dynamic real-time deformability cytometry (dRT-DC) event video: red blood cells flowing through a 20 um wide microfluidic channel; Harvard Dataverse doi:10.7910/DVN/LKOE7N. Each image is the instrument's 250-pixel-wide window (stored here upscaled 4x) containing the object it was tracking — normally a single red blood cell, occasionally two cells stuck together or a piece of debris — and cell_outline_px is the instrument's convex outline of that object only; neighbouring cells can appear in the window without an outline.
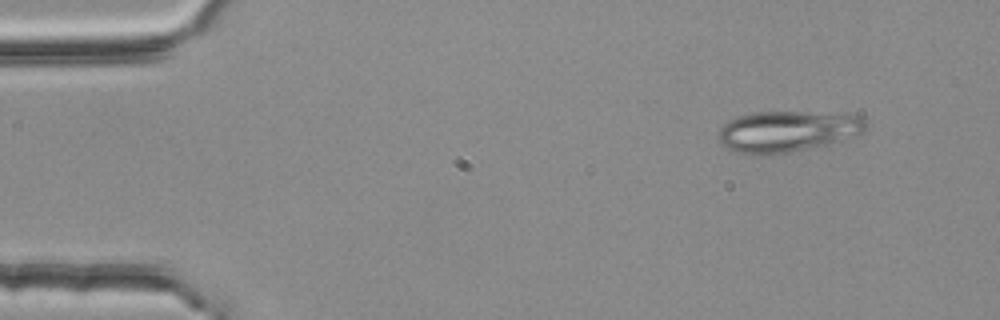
{"species": "common noctule bat (a hibernating species)", "species_latin": "Nyctalus noctula", "temperature_condition": "room temperature", "stored_images_in_passage": 4, "camera_frame_rate_fps": 3000, "um_per_image_px": 0.085, "animal": {"sex": "female", "body_mass_g": 25.1}, "frame": {"image": 1, "passage_image": 1, "time_ms": 0.0, "image_size_px": [1000, 320], "cell_outline_px": [[868, 128], [864, 132], [828, 144], [812, 148], [788, 152], [760, 156], [732, 152], [720, 140], [720, 128], [724, 124], [740, 116], [752, 112], [804, 112], [860, 116], [868, 124]], "centroid_in_image_um": [66.93, 11.18], "position_along_channel_um": 18.1, "area_um2": 34.97}}